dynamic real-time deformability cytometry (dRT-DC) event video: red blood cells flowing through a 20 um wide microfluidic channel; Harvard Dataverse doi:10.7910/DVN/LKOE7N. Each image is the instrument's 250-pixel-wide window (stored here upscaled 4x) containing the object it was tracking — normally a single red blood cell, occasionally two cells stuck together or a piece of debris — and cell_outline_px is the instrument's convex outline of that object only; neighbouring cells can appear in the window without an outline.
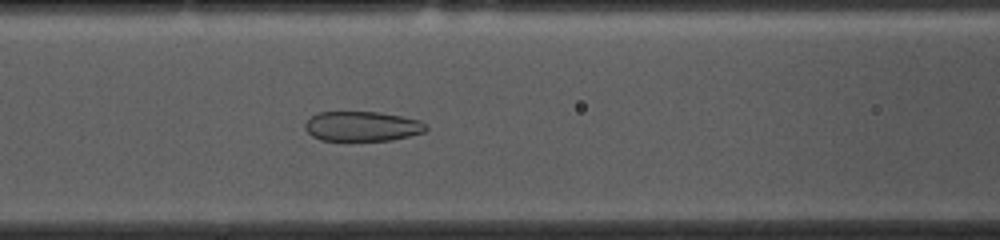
{"species": "common noctule bat (a hibernating species)", "species_latin": "Nyctalus noctula", "temperature_condition": "cold", "stored_images_in_passage": 53, "camera_frame_rate_fps": 3000, "um_per_image_px": 0.085, "animal": {"sex": "female", "body_mass_g": 10.0, "forearm_length_mm": 53.1}, "frame": {"image": 1, "passage_image": 21, "time_ms": 6.667, "image_size_px": [1000, 240], "cell_outline_px": [[428, 128], [424, 132], [392, 140], [320, 140], [312, 136], [304, 128], [304, 124], [312, 116], [320, 112], [380, 112], [420, 120], [428, 124]], "centroid_in_image_um": [30.8, 10.73], "position_along_channel_um": 135.8, "area_um2": 20.98}}
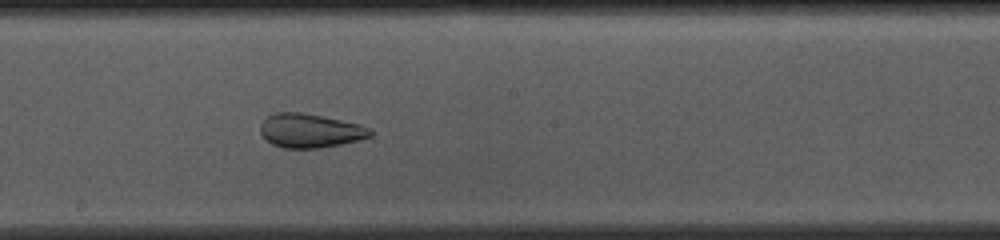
{"frame": {"image": 2, "passage_image": 28, "time_ms": 9.0, "image_size_px": [1000, 240], "cell_outline_px": [[372, 136], [360, 140], [320, 148], [284, 148], [272, 144], [260, 132], [260, 124], [268, 116], [276, 112], [300, 112], [324, 116], [360, 124], [372, 128]], "centroid_in_image_um": [26.39, 11.1], "position_along_channel_um": 221.8, "area_um2": 21.85}}
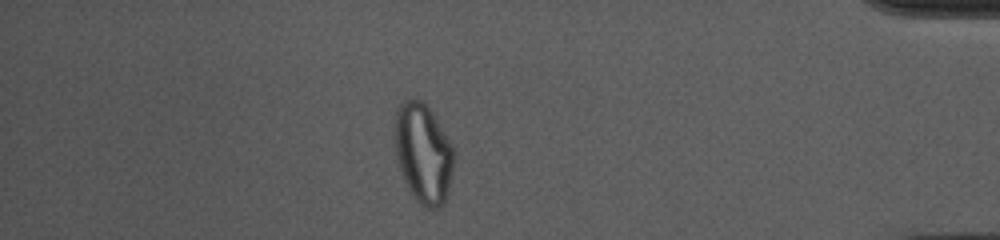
{"frame": {"image": 3, "passage_image": 46, "time_ms": 15.0, "image_size_px": [1000, 240], "cell_outline_px": [[456, 152], [448, 196], [444, 204], [436, 208], [428, 208], [420, 204], [416, 200], [408, 188], [400, 172], [392, 140], [392, 128], [396, 108], [404, 100], [420, 100], [432, 112], [452, 144]], "centroid_in_image_um": [35.95, 13.03], "position_along_channel_um": 399.2, "area_um2": 35.2}}